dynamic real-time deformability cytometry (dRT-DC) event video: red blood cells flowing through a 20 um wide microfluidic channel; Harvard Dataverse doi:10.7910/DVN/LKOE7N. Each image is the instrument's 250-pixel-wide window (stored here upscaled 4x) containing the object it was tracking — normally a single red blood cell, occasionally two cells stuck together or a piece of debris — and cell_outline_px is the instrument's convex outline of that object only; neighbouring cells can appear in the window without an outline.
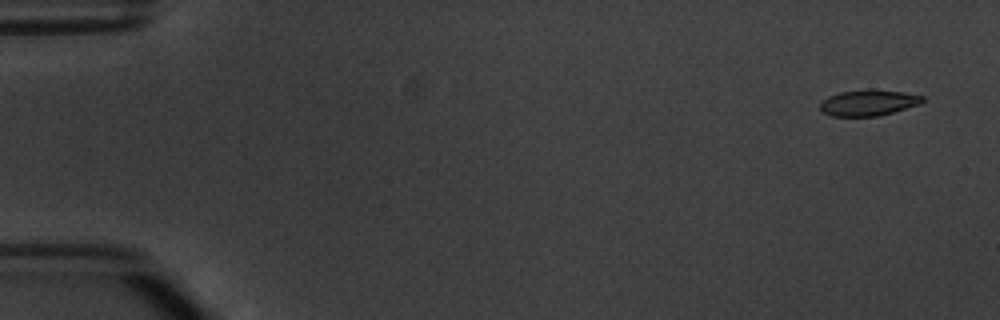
{"species": "common noctule bat (a hibernating species)", "species_latin": "Nyctalus noctula", "temperature_condition": "warm", "stored_images_in_passage": 4, "camera_frame_rate_fps": 3000, "um_per_image_px": 0.085, "animal": {"sex": "male", "body_mass_g": 20.1, "forearm_length_mm": 53.5}, "frame": {"image": 1, "passage_image": 1, "time_ms": 0.0, "image_size_px": [1000, 320], "cell_outline_px": [[924, 100], [920, 104], [892, 112], [876, 116], [832, 116], [824, 112], [820, 108], [820, 100], [828, 96], [840, 92], [904, 92], [924, 96]], "centroid_in_image_um": [73.78, 8.77], "position_along_channel_um": 11.2, "area_um2": 14.68}}
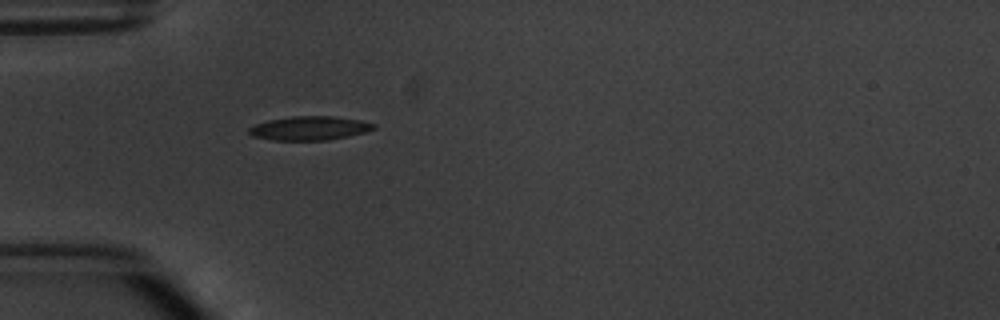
{"frame": {"image": 2, "passage_image": 4, "time_ms": 4.667, "image_size_px": [1000, 320], "cell_outline_px": [[376, 128], [364, 132], [348, 136], [328, 140], [272, 140], [252, 136], [248, 132], [248, 128], [256, 124], [268, 120], [292, 116], [332, 116], [360, 120], [376, 124]], "centroid_in_image_um": [26.3, 10.89], "position_along_channel_um": 58.7, "area_um2": 17.34}}